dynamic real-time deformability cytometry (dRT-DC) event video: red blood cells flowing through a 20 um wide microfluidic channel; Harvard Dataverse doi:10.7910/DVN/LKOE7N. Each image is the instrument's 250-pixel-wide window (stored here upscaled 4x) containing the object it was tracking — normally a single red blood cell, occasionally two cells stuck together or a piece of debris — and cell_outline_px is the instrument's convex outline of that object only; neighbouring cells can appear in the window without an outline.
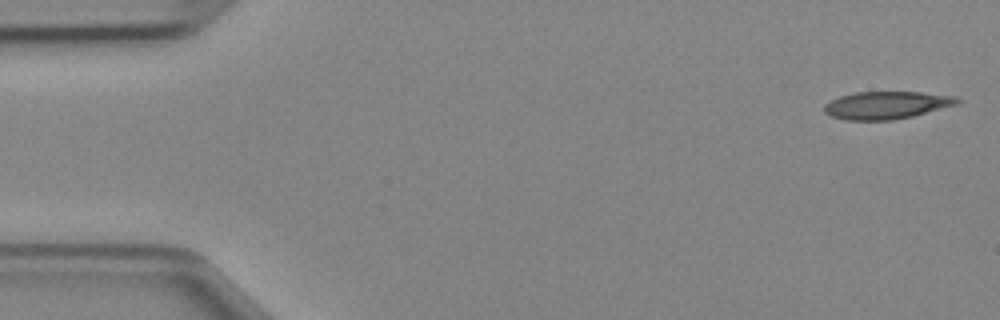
{"species": "Egyptian fruit bat (a non-hibernating species)", "species_latin": "Rousettus aegyptiacus", "temperature_condition": "cold", "stored_images_in_passage": 46, "camera_frame_rate_fps": 3000, "um_per_image_px": 0.085, "animal": {"sex": "female"}, "frame": {"image": 1, "passage_image": 1, "time_ms": 0.0, "image_size_px": [1000, 320], "cell_outline_px": [[964, 100], [960, 104], [912, 116], [892, 120], [844, 120], [832, 116], [824, 112], [824, 104], [840, 96], [856, 92], [920, 92], [956, 96]], "centroid_in_image_um": [75.41, 8.93], "position_along_channel_um": 9.6, "area_um2": 21.5}}
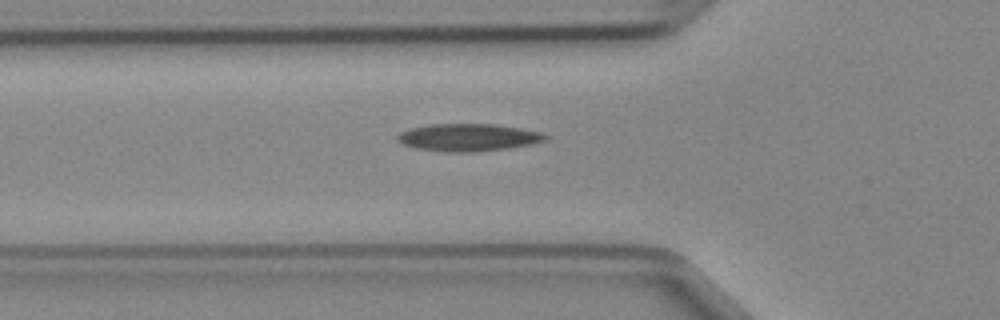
{"frame": {"image": 2, "passage_image": 15, "time_ms": 4.667, "image_size_px": [1000, 320], "cell_outline_px": [[548, 140], [532, 144], [508, 148], [472, 152], [448, 152], [416, 148], [404, 144], [396, 140], [396, 136], [400, 132], [408, 128], [428, 124], [492, 124], [520, 128], [544, 132], [548, 136]], "centroid_in_image_um": [39.81, 11.67], "position_along_channel_um": 86.0, "area_um2": 23.81}}
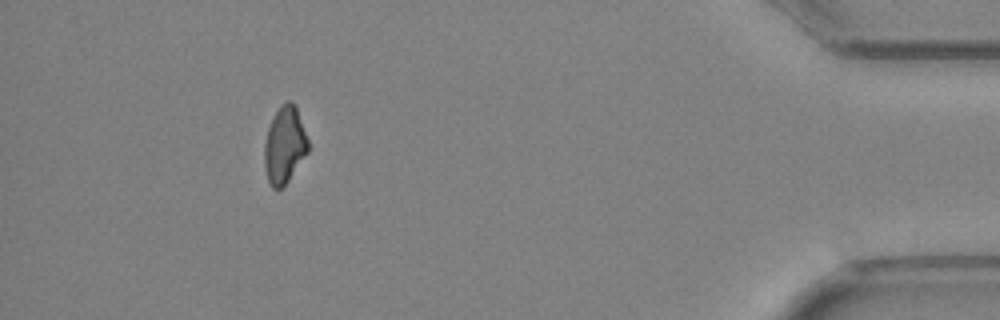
{"frame": {"image": 3, "passage_image": 42, "time_ms": 13.667, "image_size_px": [1000, 320], "cell_outline_px": [[308, 152], [288, 180], [280, 188], [272, 188], [268, 180], [264, 164], [264, 144], [268, 128], [280, 104], [288, 100], [292, 100], [296, 104], [308, 140]], "centroid_in_image_um": [24.19, 12.28], "position_along_channel_um": 411.0, "area_um2": 19.48}}